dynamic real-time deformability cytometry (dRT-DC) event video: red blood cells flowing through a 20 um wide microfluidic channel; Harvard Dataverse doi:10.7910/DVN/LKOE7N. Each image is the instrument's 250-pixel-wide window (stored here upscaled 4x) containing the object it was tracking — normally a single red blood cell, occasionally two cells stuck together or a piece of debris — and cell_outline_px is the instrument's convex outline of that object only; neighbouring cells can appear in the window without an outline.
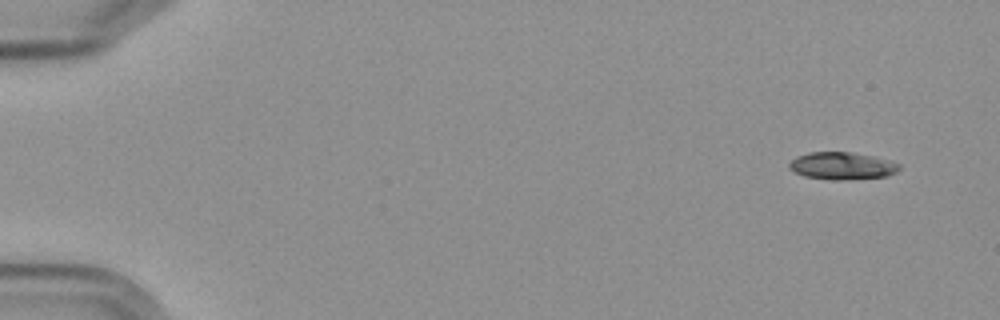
{"species": "Egyptian fruit bat (a non-hibernating species)", "species_latin": "Rousettus aegyptiacus", "temperature_condition": "cold", "stored_images_in_passage": 4, "camera_frame_rate_fps": 3000, "um_per_image_px": 0.085, "frame": {"image": 1, "passage_image": 1, "time_ms": 0.0, "image_size_px": [1000, 320], "cell_outline_px": [[900, 168], [896, 172], [888, 176], [844, 180], [832, 180], [804, 176], [788, 168], [788, 164], [796, 156], [808, 152], [852, 152], [872, 156], [888, 160], [900, 164]], "centroid_in_image_um": [71.56, 14.1], "position_along_channel_um": 13.4, "area_um2": 17.57}}